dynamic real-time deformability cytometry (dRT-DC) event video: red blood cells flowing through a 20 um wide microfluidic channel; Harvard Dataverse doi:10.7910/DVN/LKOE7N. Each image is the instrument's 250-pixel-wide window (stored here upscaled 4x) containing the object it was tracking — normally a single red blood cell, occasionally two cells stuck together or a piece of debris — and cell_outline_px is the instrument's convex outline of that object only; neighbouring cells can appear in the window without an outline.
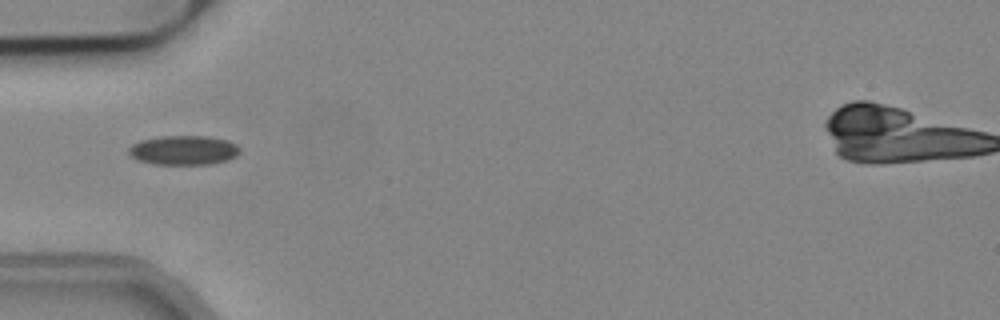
{"species": "common noctule bat (a hibernating species)", "species_latin": "Nyctalus noctula", "temperature_condition": "cold", "stored_images_in_passage": 4, "camera_frame_rate_fps": 3000, "um_per_image_px": 0.085, "animal": {"sex": "male", "body_mass_g": 19.2, "forearm_length_mm": 51.8}, "frame": {"image": 1, "passage_image": 1, "time_ms": 0.0, "image_size_px": [1000, 320], "cell_outline_px": [[240, 152], [236, 156], [228, 160], [212, 164], [152, 164], [136, 160], [128, 152], [128, 148], [132, 144], [140, 140], [164, 136], [208, 136], [228, 140], [236, 144], [240, 148]], "centroid_in_image_um": [15.62, 12.77], "position_along_channel_um": 69.4, "area_um2": 19.19}}